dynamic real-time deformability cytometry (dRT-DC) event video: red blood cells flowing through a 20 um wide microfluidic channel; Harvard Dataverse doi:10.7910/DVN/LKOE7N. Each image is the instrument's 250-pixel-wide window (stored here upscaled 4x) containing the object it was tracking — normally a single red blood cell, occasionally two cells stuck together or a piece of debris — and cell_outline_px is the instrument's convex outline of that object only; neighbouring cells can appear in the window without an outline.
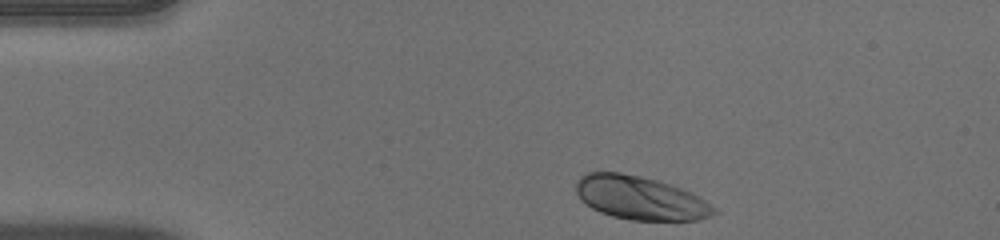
{"species": "human", "species_latin": "Homo sapiens", "temperature_condition": "warm", "stored_images_in_passage": 37, "camera_frame_rate_fps": 3000, "um_per_image_px": 0.085, "donor": {"sex": "male"}, "frame": {"image": 1, "passage_image": 1, "time_ms": 0.0, "image_size_px": [1000, 240], "cell_outline_px": [[720, 212], [712, 216], [696, 220], [632, 220], [612, 216], [600, 212], [592, 208], [580, 200], [576, 192], [576, 184], [580, 176], [588, 172], [620, 172], [656, 180], [680, 188], [704, 200], [716, 208]], "centroid_in_image_um": [54.4, 16.83], "position_along_channel_um": 30.6, "area_um2": 34.74}}
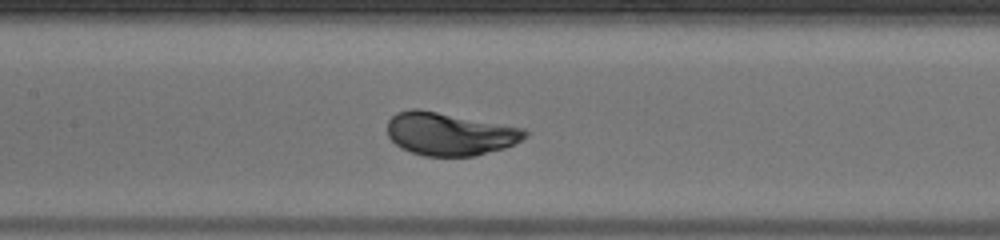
{"frame": {"image": 2, "passage_image": 16, "time_ms": 5.0, "image_size_px": [1000, 240], "cell_outline_px": [[528, 136], [504, 148], [476, 156], [424, 156], [400, 148], [388, 136], [388, 120], [396, 112], [408, 108], [420, 108], [524, 128], [528, 132]], "centroid_in_image_um": [38.2, 11.37], "position_along_channel_um": 169.2, "area_um2": 34.62}}
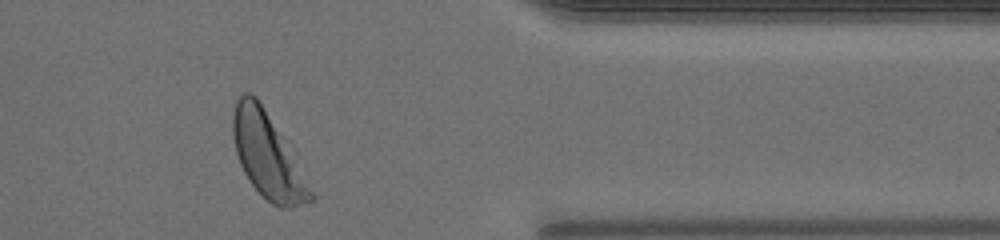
{"frame": {"image": 3, "passage_image": 34, "time_ms": 11.0, "image_size_px": [1000, 240], "cell_outline_px": [[316, 200], [292, 208], [280, 208], [272, 204], [248, 180], [240, 164], [236, 152], [232, 132], [232, 116], [236, 100], [244, 92], [248, 92], [256, 96], [316, 196]], "centroid_in_image_um": [22.71, 13.28], "position_along_channel_um": 388.7, "area_um2": 37.17}, "authors_computed_cell_mechanics": {"area_um2": 34.6222, "velocity_mm_per_s": 3.9489, "shape_relaxation_time_tau1_ms": 1.7399, "shape_relaxation_time_tau2_ms": null, "deformation_change_tau1": 0.1459, "deformation_change_tau2": null}}